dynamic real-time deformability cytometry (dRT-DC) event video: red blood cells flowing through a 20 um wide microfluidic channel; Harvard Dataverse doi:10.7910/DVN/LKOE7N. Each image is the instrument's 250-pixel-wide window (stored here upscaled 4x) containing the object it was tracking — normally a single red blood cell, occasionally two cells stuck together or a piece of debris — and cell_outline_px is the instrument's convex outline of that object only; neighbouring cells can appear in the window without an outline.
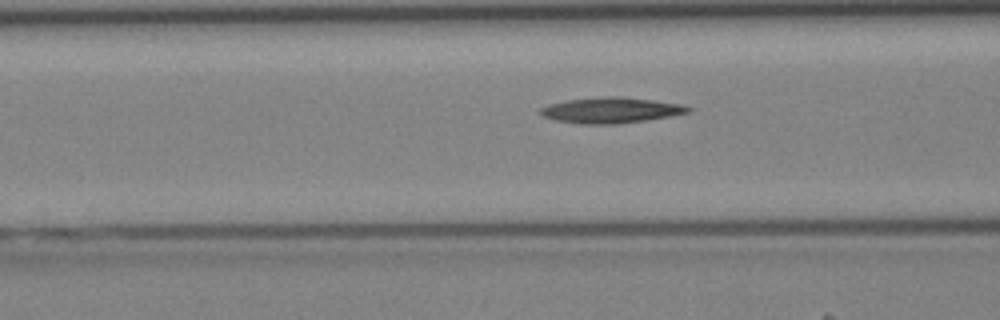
{"species": "Egyptian fruit bat (a non-hibernating species)", "species_latin": "Rousettus aegyptiacus", "temperature_condition": "cold", "stored_images_in_passage": 4, "camera_frame_rate_fps": 3000, "um_per_image_px": 0.085, "animal": {"sex": "female"}, "frame": {"image": 1, "passage_image": 4, "time_ms": 1.0, "image_size_px": [1000, 320], "cell_outline_px": [[692, 112], [644, 120], [616, 124], [580, 124], [556, 120], [544, 116], [540, 112], [540, 108], [548, 104], [568, 100], [608, 96], [620, 96], [652, 100], [680, 104], [692, 108]], "centroid_in_image_um": [51.93, 9.37], "position_along_channel_um": 114.7, "area_um2": 21.85}}